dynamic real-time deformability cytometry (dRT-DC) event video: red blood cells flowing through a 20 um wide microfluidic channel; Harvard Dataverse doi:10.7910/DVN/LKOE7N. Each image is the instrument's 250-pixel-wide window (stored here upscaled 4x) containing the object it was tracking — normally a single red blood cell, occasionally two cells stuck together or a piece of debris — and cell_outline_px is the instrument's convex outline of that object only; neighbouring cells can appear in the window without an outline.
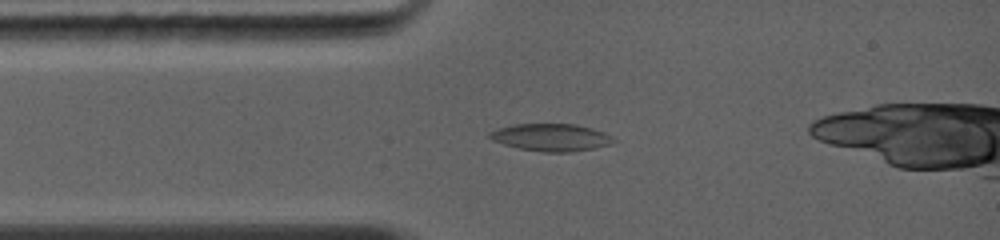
{"species": "common noctule bat (a hibernating species)", "species_latin": "Nyctalus noctula", "temperature_condition": "warm", "stored_images_in_passage": 35, "camera_frame_rate_fps": 5000, "um_per_image_px": 0.085, "animal": {"sex": "female", "body_mass_g": 19.0, "forearm_length_mm": 56.7}, "frame": {"image": 1, "passage_image": 6, "time_ms": 1.6, "image_size_px": [1000, 240], "cell_outline_px": [[616, 140], [608, 144], [592, 148], [572, 152], [544, 152], [520, 148], [504, 144], [492, 140], [488, 136], [488, 132], [496, 128], [512, 124], [576, 124], [604, 132]], "centroid_in_image_um": [46.78, 11.67], "position_along_channel_um": 38.2, "area_um2": 19.59}}
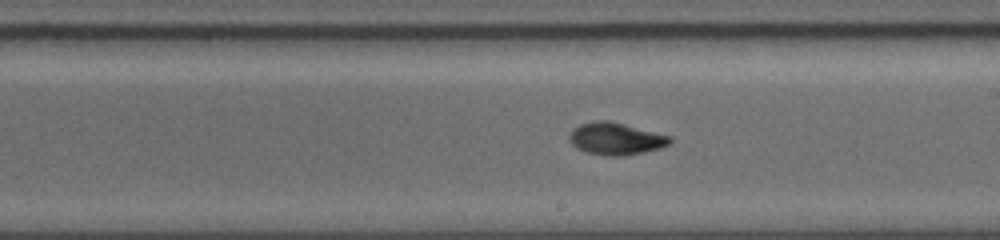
{"frame": {"image": 2, "passage_image": 20, "time_ms": 6.2, "image_size_px": [1000, 240], "cell_outline_px": [[672, 140], [668, 144], [660, 148], [644, 152], [620, 156], [608, 156], [584, 152], [576, 148], [568, 140], [568, 136], [572, 128], [580, 124], [596, 120], [608, 120], [672, 136]], "centroid_in_image_um": [52.3, 11.79], "position_along_channel_um": 236.7, "area_um2": 19.02}}
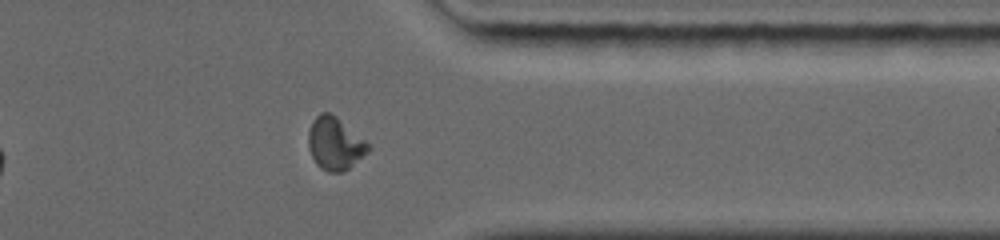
{"frame": {"image": 3, "passage_image": 31, "time_ms": 9.6, "image_size_px": [1000, 240], "cell_outline_px": [[372, 148], [368, 152], [344, 172], [328, 172], [320, 168], [316, 164], [308, 148], [308, 132], [312, 120], [320, 112], [328, 112], [336, 116], [364, 140]], "centroid_in_image_um": [28.44, 12.21], "position_along_channel_um": 383.0, "area_um2": 18.32}}